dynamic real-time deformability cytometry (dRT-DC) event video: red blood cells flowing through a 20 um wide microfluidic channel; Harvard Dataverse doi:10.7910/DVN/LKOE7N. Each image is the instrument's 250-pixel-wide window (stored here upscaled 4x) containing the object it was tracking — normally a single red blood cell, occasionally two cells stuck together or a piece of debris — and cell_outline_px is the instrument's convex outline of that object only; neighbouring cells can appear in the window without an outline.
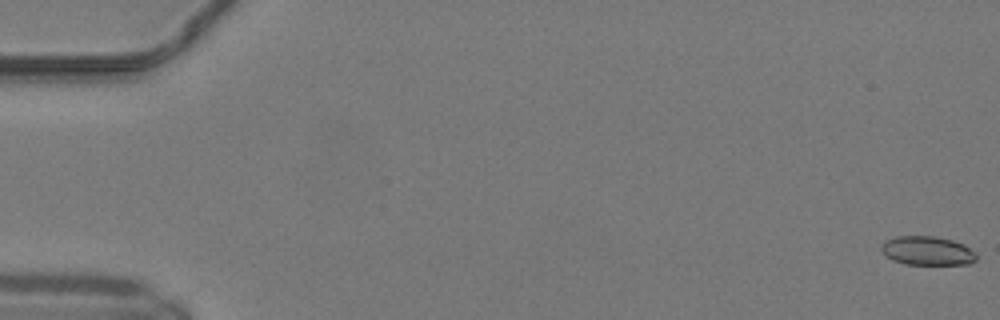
{"species": "common noctule bat (a hibernating species)", "species_latin": "Nyctalus noctula", "temperature_condition": "warm", "stored_images_in_passage": 51, "camera_frame_rate_fps": 3000, "um_per_image_px": 0.085, "animal": {"sex": "male", "body_mass_g": 19.2, "forearm_length_mm": 51.8}, "frame": {"image": 1, "passage_image": 1, "time_ms": 0.0, "image_size_px": [1000, 320], "cell_outline_px": [[976, 260], [972, 264], [904, 264], [892, 260], [880, 248], [880, 244], [884, 240], [896, 236], [932, 236], [952, 240], [964, 244], [976, 252]], "centroid_in_image_um": [78.83, 21.31], "position_along_channel_um": 6.2, "area_um2": 16.13}}
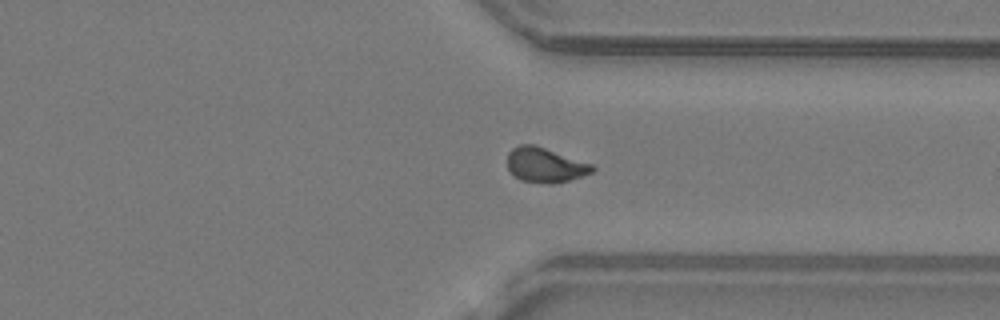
{"frame": {"image": 2, "passage_image": 39, "time_ms": 12.667, "image_size_px": [1000, 320], "cell_outline_px": [[596, 168], [592, 172], [568, 180], [552, 184], [548, 184], [520, 180], [508, 168], [508, 152], [512, 148], [520, 144], [536, 144], [592, 164]], "centroid_in_image_um": [46.33, 14.01], "position_along_channel_um": 365.1, "area_um2": 17.17}}
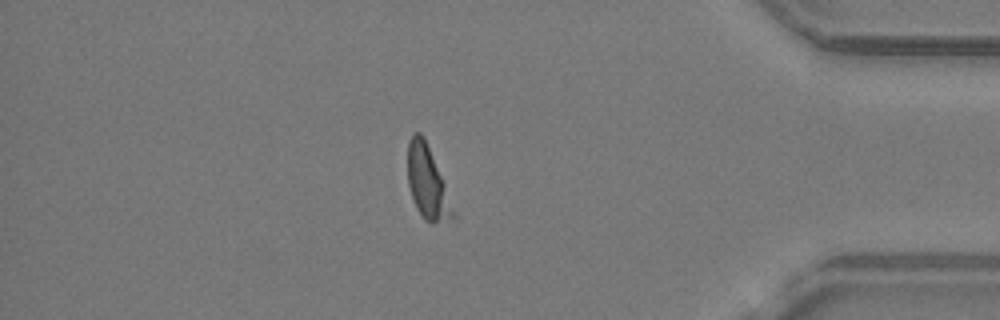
{"frame": {"image": 3, "passage_image": 44, "time_ms": 14.333, "image_size_px": [1000, 320], "cell_outline_px": [[456, 220], [432, 224], [424, 220], [416, 208], [408, 184], [408, 140], [412, 132], [420, 132], [424, 136], [456, 212]], "centroid_in_image_um": [36.34, 15.57], "position_along_channel_um": 398.9, "area_um2": 19.36}}